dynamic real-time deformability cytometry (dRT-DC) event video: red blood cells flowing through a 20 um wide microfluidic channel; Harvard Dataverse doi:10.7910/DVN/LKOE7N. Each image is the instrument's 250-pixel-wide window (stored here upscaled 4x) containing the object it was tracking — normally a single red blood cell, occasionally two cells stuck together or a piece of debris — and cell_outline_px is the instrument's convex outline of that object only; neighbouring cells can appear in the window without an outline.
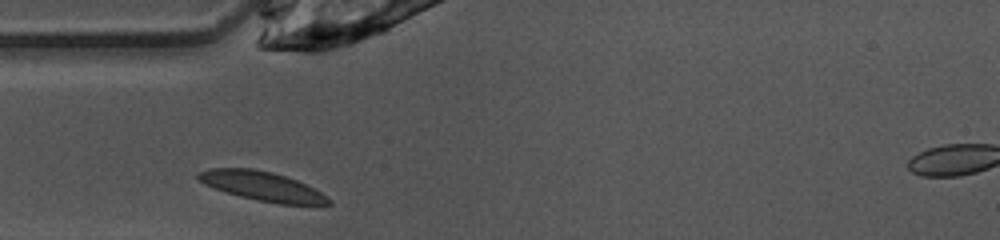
{"species": "common noctule bat (a hibernating species)", "species_latin": "Nyctalus noctula", "temperature_condition": "warm", "stored_images_in_passage": 25, "camera_frame_rate_fps": 3000, "um_per_image_px": 0.085, "animal": {"sex": "female", "body_mass_g": 10.0, "forearm_length_mm": 53.1}, "frame": {"image": 1, "passage_image": 1, "time_ms": 0.0, "image_size_px": [1000, 240], "cell_outline_px": [[332, 204], [280, 204], [256, 200], [240, 196], [204, 184], [196, 176], [200, 172], [208, 168], [252, 168], [272, 172], [296, 180], [320, 192], [332, 200]], "centroid_in_image_um": [22.28, 15.82], "position_along_channel_um": 62.7, "area_um2": 21.79}}
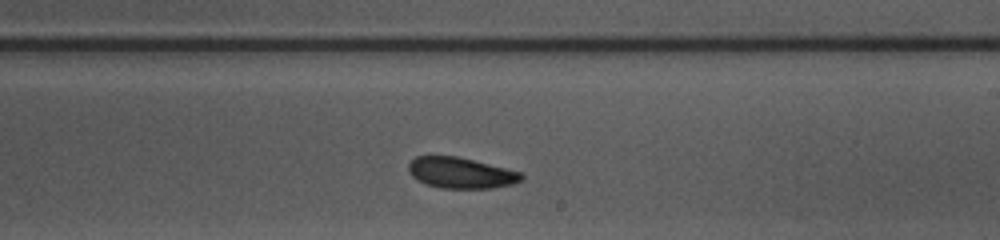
{"frame": {"image": 2, "passage_image": 15, "time_ms": 4.667, "image_size_px": [1000, 240], "cell_outline_px": [[524, 176], [520, 180], [512, 184], [492, 188], [440, 188], [416, 180], [408, 172], [408, 164], [416, 156], [456, 156], [520, 172]], "centroid_in_image_um": [39.12, 14.7], "position_along_channel_um": 249.9, "area_um2": 20.06}}
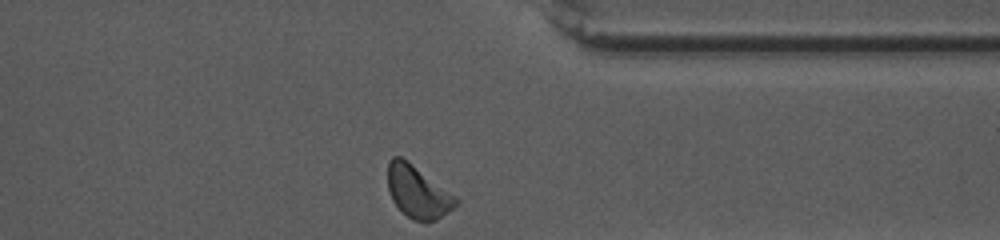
{"frame": {"image": 3, "passage_image": 25, "time_ms": 8.0, "image_size_px": [1000, 240], "cell_outline_px": [[456, 204], [448, 212], [436, 220], [424, 224], [408, 216], [392, 200], [388, 188], [388, 160], [392, 156], [400, 156], [408, 160], [456, 196]], "centroid_in_image_um": [35.49, 16.29], "position_along_channel_um": 375.9, "area_um2": 20.63}, "authors_computed_cell_mechanics": {"area_um2": 20.6924, "velocity_mm_per_s": 3.9938, "shape_relaxation_time_tau1_ms": 1.9929, "shape_relaxation_time_tau2_ms": null, "deformation_change_tau1": 0.0815, "deformation_change_tau2": null}}